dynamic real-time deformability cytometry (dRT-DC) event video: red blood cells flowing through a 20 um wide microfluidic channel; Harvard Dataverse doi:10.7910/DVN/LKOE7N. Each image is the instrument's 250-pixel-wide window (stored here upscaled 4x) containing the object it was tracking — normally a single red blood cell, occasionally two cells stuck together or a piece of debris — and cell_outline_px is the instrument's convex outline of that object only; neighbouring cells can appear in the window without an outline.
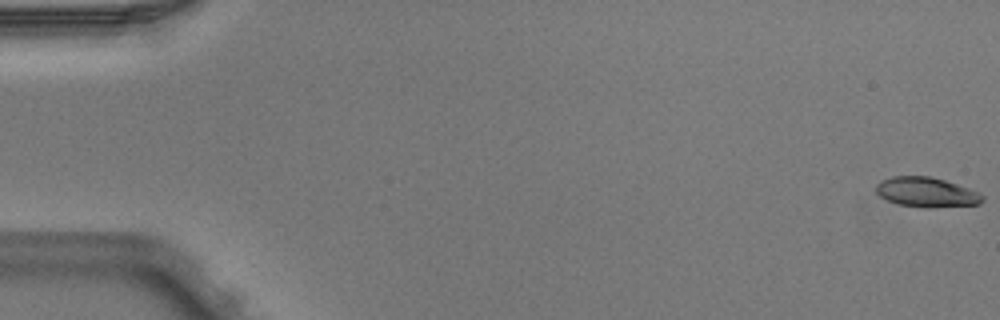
{"species": "Egyptian fruit bat (a non-hibernating species)", "species_latin": "Rousettus aegyptiacus", "temperature_condition": "warm", "stored_images_in_passage": 5, "camera_frame_rate_fps": 3000, "um_per_image_px": 0.085, "animal": {"sex": "male"}, "frame": {"image": 1, "passage_image": 1, "time_ms": 0.0, "image_size_px": [1000, 320], "cell_outline_px": [[984, 200], [980, 204], [928, 208], [924, 208], [900, 204], [888, 200], [880, 196], [876, 192], [876, 184], [880, 180], [892, 176], [928, 176], [944, 180], [968, 188], [984, 196]], "centroid_in_image_um": [78.73, 16.34], "position_along_channel_um": 6.3, "area_um2": 18.38}}
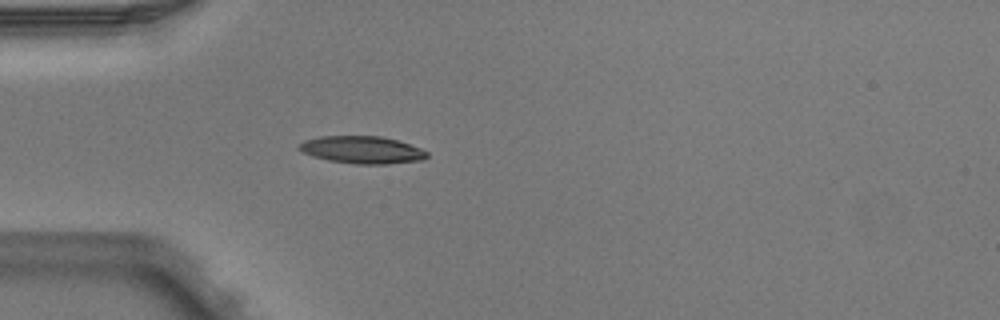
{"frame": {"image": 2, "passage_image": 5, "time_ms": 1.333, "image_size_px": [1000, 320], "cell_outline_px": [[428, 156], [424, 160], [388, 164], [352, 164], [328, 160], [312, 156], [296, 148], [304, 140], [320, 136], [380, 136], [396, 140], [420, 148], [428, 152]], "centroid_in_image_um": [30.77, 12.74], "position_along_channel_um": 54.2, "area_um2": 20.46}}